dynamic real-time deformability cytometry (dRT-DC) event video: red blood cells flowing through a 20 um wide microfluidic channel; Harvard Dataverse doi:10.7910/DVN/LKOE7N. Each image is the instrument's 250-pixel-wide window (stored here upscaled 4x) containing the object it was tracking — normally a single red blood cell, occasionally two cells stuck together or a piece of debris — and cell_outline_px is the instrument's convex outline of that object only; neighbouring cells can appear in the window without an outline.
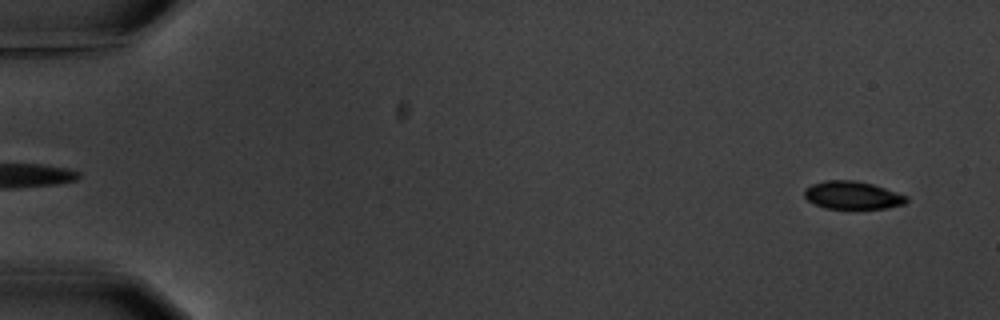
{"species": "common noctule bat (a hibernating species)", "species_latin": "Nyctalus noctula", "temperature_condition": "warm", "stored_images_in_passage": 5, "segment_of_instrument_passage": [2, 2], "camera_frame_rate_fps": 3000, "um_per_image_px": 0.085, "animal": {"sex": "male", "body_mass_g": 20.1, "forearm_length_mm": 53.5}, "frame": {"image": 1, "passage_image": 5, "time_ms": 5.667, "image_size_px": [1000, 320], "cell_outline_px": [[908, 200], [904, 204], [888, 208], [824, 208], [808, 200], [804, 196], [804, 188], [812, 184], [824, 180], [852, 180], [872, 184], [908, 196]], "centroid_in_image_um": [72.44, 16.59], "position_along_channel_um": 12.6, "area_um2": 16.47}}